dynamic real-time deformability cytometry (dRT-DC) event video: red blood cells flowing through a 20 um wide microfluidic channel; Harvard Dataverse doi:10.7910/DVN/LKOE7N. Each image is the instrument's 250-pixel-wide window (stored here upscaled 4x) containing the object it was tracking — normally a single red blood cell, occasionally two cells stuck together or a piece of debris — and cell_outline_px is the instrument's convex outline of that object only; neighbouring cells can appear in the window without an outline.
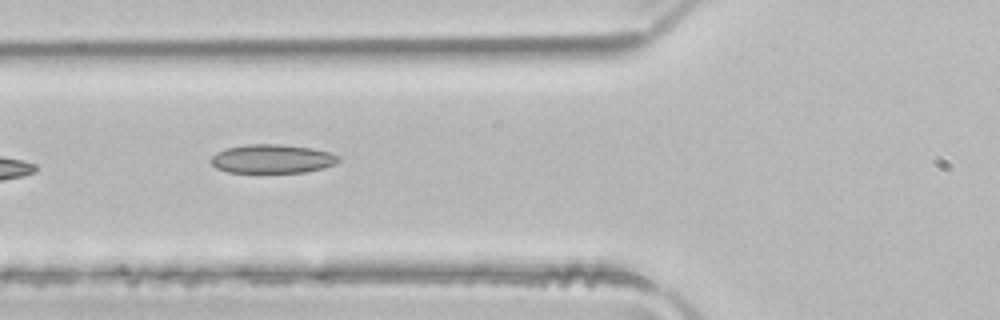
{"species": "common noctule bat (a hibernating species)", "species_latin": "Nyctalus noctula", "temperature_condition": "room temperature", "stored_images_in_passage": 4, "camera_frame_rate_fps": 3000, "um_per_image_px": 0.085, "animal": {"sex": "male", "body_mass_g": 21.5, "forearm_length_mm": 52.0}, "frame": {"image": 1, "passage_image": 3, "time_ms": 0.667, "image_size_px": [1000, 320], "cell_outline_px": [[340, 160], [336, 164], [324, 168], [304, 172], [228, 172], [216, 168], [212, 164], [212, 156], [216, 152], [228, 148], [248, 144], [280, 144], [312, 148], [328, 152], [340, 156]], "centroid_in_image_um": [23.17, 13.5], "position_along_channel_um": 102.6, "area_um2": 21.33}}
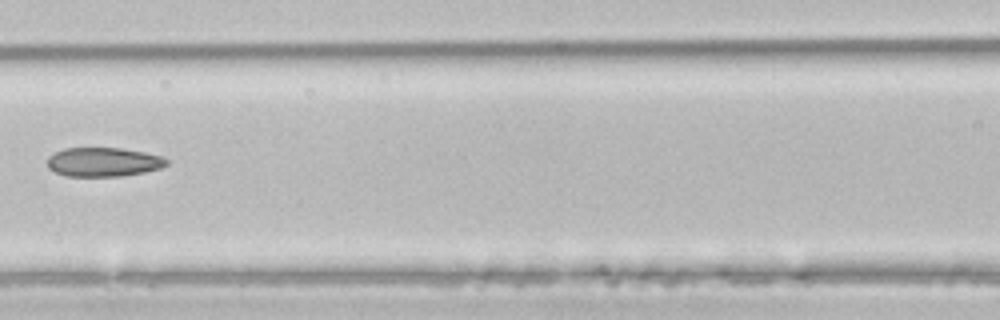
{"frame": {"image": 2, "passage_image": 4, "time_ms": 1.0, "image_size_px": [1000, 320], "cell_outline_px": [[168, 164], [160, 168], [144, 172], [120, 176], [64, 176], [48, 168], [48, 156], [64, 148], [120, 148], [144, 152], [160, 156], [168, 160]], "centroid_in_image_um": [8.77, 13.77], "position_along_channel_um": 157.8, "area_um2": 20.11}}